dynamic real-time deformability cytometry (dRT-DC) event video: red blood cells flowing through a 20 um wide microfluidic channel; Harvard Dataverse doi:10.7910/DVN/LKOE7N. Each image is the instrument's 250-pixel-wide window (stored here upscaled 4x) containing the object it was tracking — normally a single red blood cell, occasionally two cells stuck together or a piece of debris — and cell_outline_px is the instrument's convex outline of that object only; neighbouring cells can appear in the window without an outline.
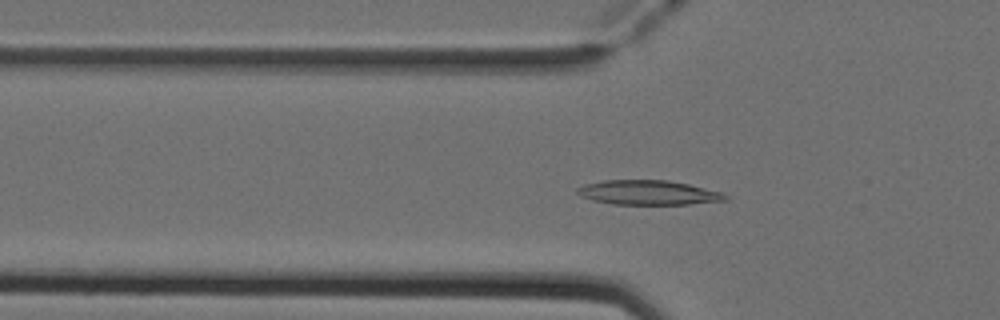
{"species": "Egyptian fruit bat (a non-hibernating species)", "species_latin": "Rousettus aegyptiacus", "temperature_condition": "cold", "stored_images_in_passage": 40, "camera_frame_rate_fps": 3000, "um_per_image_px": 0.085, "animal": {"sex": "female"}, "frame": {"image": 1, "passage_image": 5, "time_ms": 1.333, "image_size_px": [1000, 320], "cell_outline_px": [[728, 200], [688, 204], [612, 204], [592, 200], [580, 196], [576, 192], [576, 188], [584, 184], [604, 180], [668, 180], [688, 184], [724, 192], [728, 196]], "centroid_in_image_um": [55.1, 16.37], "position_along_channel_um": 70.7, "area_um2": 21.27}}
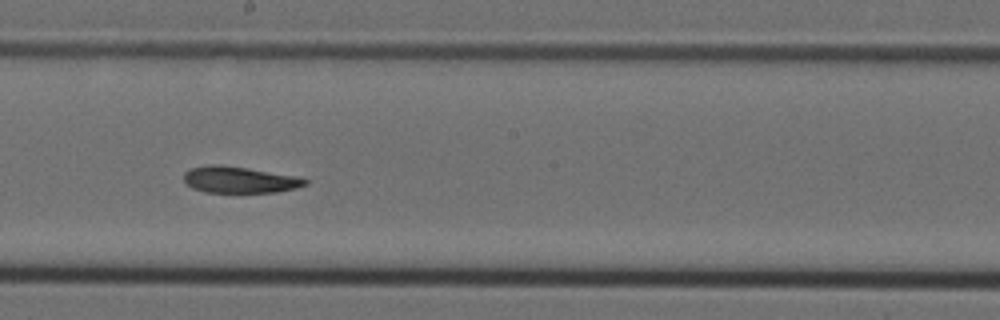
{"frame": {"image": 2, "passage_image": 17, "time_ms": 5.333, "image_size_px": [1000, 320], "cell_outline_px": [[308, 184], [296, 188], [276, 192], [204, 192], [192, 188], [184, 184], [184, 172], [192, 168], [212, 164], [248, 168], [304, 176], [308, 180]], "centroid_in_image_um": [20.41, 15.28], "position_along_channel_um": 227.8, "area_um2": 18.96}}
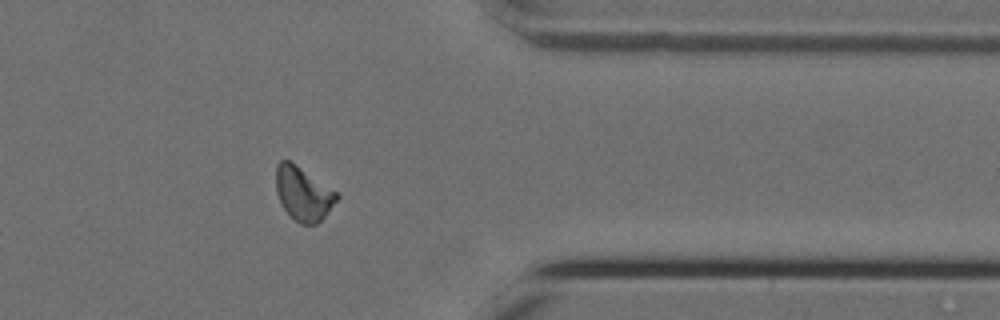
{"frame": {"image": 3, "passage_image": 30, "time_ms": 9.667, "image_size_px": [1000, 320], "cell_outline_px": [[340, 196], [324, 216], [316, 224], [300, 224], [284, 208], [276, 192], [276, 164], [280, 160], [288, 160], [336, 192]], "centroid_in_image_um": [25.75, 16.46], "position_along_channel_um": 385.7, "area_um2": 18.38}, "authors_computed_cell_mechanics": {"area_um2": 19.2474, "velocity_mm_per_s": 3.9208, "shape_relaxation_time_tau1_ms": 9.5173, "shape_relaxation_time_tau2_ms": 7.2889, "deformation_change_tau1": 0.1985, "deformation_change_tau2": 0.1235}}